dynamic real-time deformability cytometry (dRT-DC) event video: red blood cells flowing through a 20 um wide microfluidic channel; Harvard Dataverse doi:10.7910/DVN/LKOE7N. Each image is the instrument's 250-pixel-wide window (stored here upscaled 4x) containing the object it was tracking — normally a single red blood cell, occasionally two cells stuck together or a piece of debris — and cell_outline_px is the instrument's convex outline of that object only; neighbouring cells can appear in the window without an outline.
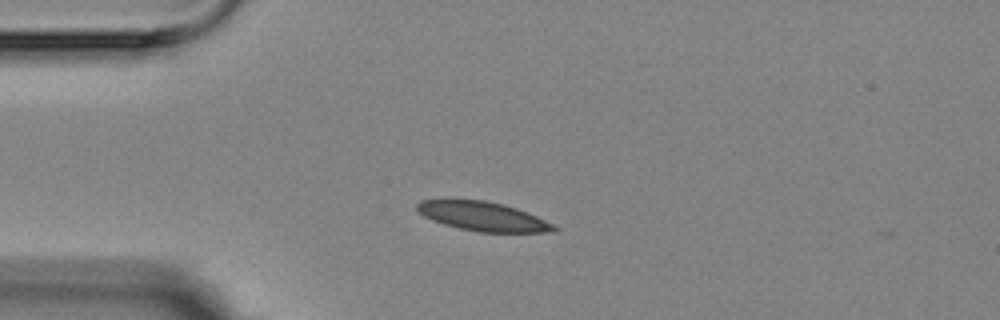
{"species": "Egyptian fruit bat (a non-hibernating species)", "species_latin": "Rousettus aegyptiacus", "temperature_condition": "room temperature", "stored_images_in_passage": 5, "camera_frame_rate_fps": 3000, "um_per_image_px": 0.085, "animal": {"sex": "female"}, "frame": {"image": 1, "passage_image": 3, "time_ms": 2.667, "image_size_px": [1000, 320], "cell_outline_px": [[560, 228], [556, 232], [480, 232], [460, 228], [444, 224], [432, 220], [424, 216], [416, 208], [416, 204], [420, 200], [444, 196], [484, 200], [504, 204], [516, 208], [536, 216]], "centroid_in_image_um": [40.95, 18.34], "position_along_channel_um": 44.0, "area_um2": 23.93}}
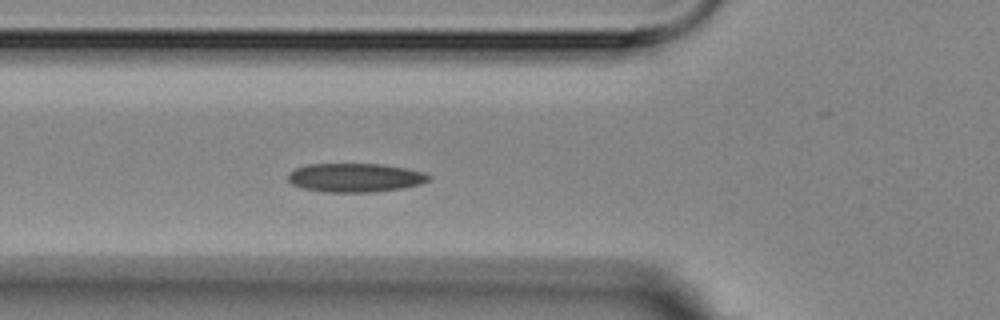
{"frame": {"image": 2, "passage_image": 5, "time_ms": 4.667, "image_size_px": [1000, 320], "cell_outline_px": [[432, 176], [428, 180], [420, 184], [400, 188], [372, 192], [324, 192], [304, 188], [292, 184], [288, 180], [288, 172], [296, 168], [308, 164], [380, 164], [404, 168], [424, 172]], "centroid_in_image_um": [30.16, 15.1], "position_along_channel_um": 95.6, "area_um2": 23.47}}